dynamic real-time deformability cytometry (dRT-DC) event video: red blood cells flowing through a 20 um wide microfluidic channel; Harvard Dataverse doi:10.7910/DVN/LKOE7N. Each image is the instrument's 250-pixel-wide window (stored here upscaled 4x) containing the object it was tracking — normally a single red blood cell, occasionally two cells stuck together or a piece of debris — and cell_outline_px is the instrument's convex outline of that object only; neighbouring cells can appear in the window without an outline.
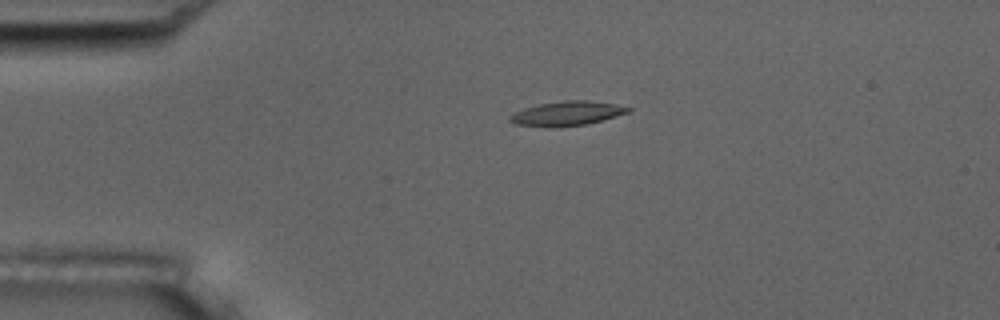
{"species": "common noctule bat (a hibernating species)", "species_latin": "Nyctalus noctula", "temperature_condition": "room temperature", "stored_images_in_passage": 3, "camera_frame_rate_fps": 3000, "um_per_image_px": 0.085, "animal": {"sex": "male", "body_mass_g": 17.5, "forearm_length_mm": 52.3}, "frame": {"image": 1, "passage_image": 2, "time_ms": 1.0, "image_size_px": [1000, 320], "cell_outline_px": [[632, 108], [628, 112], [600, 120], [584, 124], [556, 128], [516, 124], [508, 120], [508, 116], [524, 108], [540, 104], [564, 100], [584, 100], [616, 104]], "centroid_in_image_um": [48.14, 9.64], "position_along_channel_um": 36.9, "area_um2": 16.53}}